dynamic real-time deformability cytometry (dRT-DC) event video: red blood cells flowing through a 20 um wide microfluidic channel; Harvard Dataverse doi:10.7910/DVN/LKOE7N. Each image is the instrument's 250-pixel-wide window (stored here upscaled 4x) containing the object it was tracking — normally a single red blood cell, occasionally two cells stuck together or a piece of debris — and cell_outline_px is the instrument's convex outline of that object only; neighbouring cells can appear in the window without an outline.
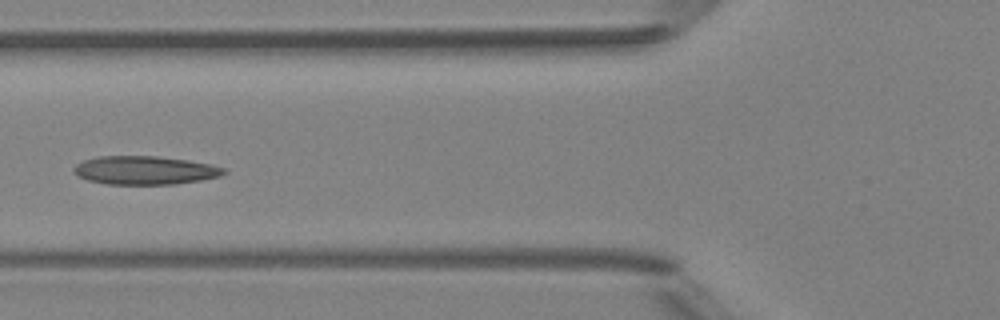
{"species": "Egyptian fruit bat (a non-hibernating species)", "species_latin": "Rousettus aegyptiacus", "temperature_condition": "room temperature", "stored_images_in_passage": 4, "camera_frame_rate_fps": 3000, "um_per_image_px": 0.085, "animal": {"sex": "female"}, "frame": {"image": 1, "passage_image": 4, "time_ms": 4.333, "image_size_px": [1000, 320], "cell_outline_px": [[228, 172], [220, 176], [200, 180], [176, 184], [108, 184], [88, 180], [72, 172], [72, 168], [76, 164], [84, 160], [100, 156], [156, 156], [188, 160], [212, 164], [224, 168]], "centroid_in_image_um": [12.33, 14.47], "position_along_channel_um": 113.5, "area_um2": 24.91}}